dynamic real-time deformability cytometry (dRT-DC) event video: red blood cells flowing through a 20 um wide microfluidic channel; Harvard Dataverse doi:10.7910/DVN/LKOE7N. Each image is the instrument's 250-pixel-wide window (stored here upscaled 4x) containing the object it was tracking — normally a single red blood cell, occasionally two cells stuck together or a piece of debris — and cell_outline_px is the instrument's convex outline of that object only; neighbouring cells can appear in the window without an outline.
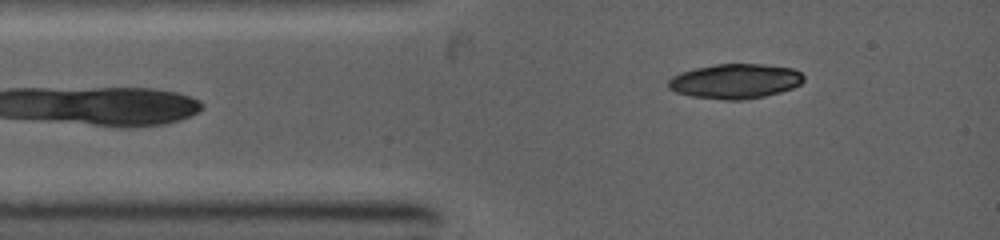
{"species": "common noctule bat (a hibernating species)", "species_latin": "Nyctalus noctula", "temperature_condition": "warm", "stored_images_in_passage": 3, "camera_frame_rate_fps": 5000, "um_per_image_px": 0.085, "animal": {"sex": "female", "body_mass_g": 19.0, "forearm_length_mm": 53.3}, "frame": {"image": 1, "passage_image": 2, "time_ms": 0.6, "image_size_px": [1000, 240], "cell_outline_px": [[804, 80], [800, 84], [792, 88], [780, 92], [764, 96], [744, 100], [724, 100], [692, 96], [676, 92], [668, 88], [668, 80], [672, 76], [680, 72], [696, 68], [716, 64], [764, 64], [792, 68], [800, 72], [804, 76]], "centroid_in_image_um": [62.49, 6.9], "position_along_channel_um": 22.5, "area_um2": 27.46}}